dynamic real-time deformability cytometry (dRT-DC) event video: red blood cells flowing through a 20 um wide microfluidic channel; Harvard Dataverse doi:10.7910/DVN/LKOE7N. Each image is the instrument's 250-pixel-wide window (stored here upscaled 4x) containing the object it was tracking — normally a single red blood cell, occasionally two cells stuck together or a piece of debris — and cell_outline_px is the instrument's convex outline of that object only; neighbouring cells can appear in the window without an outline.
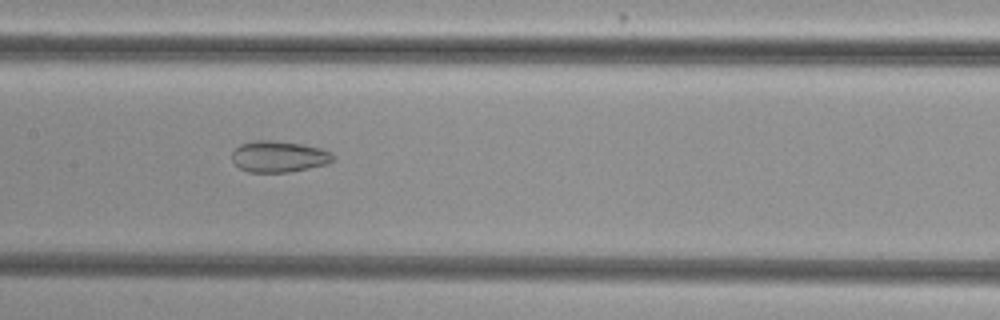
{"species": "common noctule bat (a hibernating species)", "species_latin": "Nyctalus noctula", "temperature_condition": "cold", "stored_images_in_passage": 54, "camera_frame_rate_fps": 3000, "um_per_image_px": 0.085, "animal": {"sex": "female", "body_mass_g": 29.2, "forearm_length_mm": 56.3}, "frame": {"image": 1, "passage_image": 26, "time_ms": 8.333, "image_size_px": [1000, 320], "cell_outline_px": [[336, 160], [328, 164], [288, 172], [248, 172], [240, 168], [232, 160], [232, 152], [240, 144], [256, 140], [276, 140], [304, 144], [320, 148], [332, 152]], "centroid_in_image_um": [23.73, 13.3], "position_along_channel_um": 183.7, "area_um2": 18.61}}
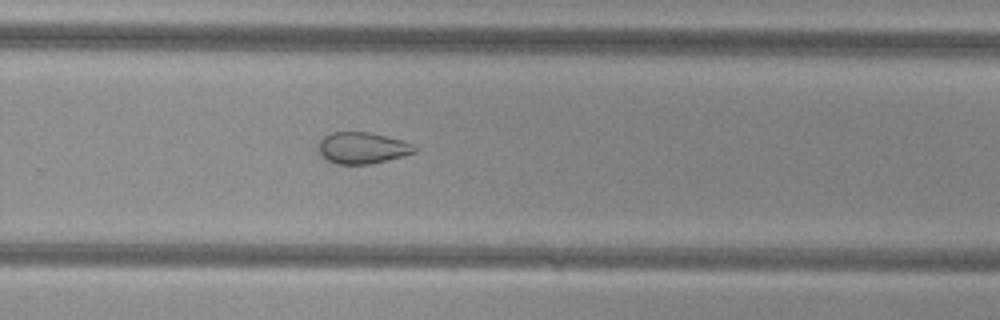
{"frame": {"image": 2, "passage_image": 35, "time_ms": 11.333, "image_size_px": [1000, 320], "cell_outline_px": [[420, 148], [416, 152], [372, 164], [336, 164], [320, 156], [320, 140], [324, 136], [332, 132], [368, 132], [404, 140]], "centroid_in_image_um": [30.83, 12.57], "position_along_channel_um": 299.0, "area_um2": 17.63}}
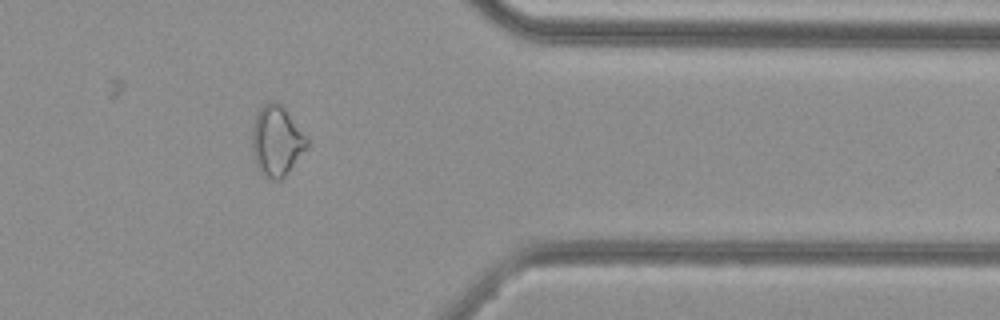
{"frame": {"image": 3, "passage_image": 43, "time_ms": 14.0, "image_size_px": [1000, 320], "cell_outline_px": [[308, 144], [288, 172], [280, 180], [272, 180], [260, 172], [256, 164], [252, 148], [252, 128], [256, 116], [260, 108], [264, 104], [272, 100], [276, 100], [284, 108], [308, 140]], "centroid_in_image_um": [23.48, 11.97], "position_along_channel_um": 387.9, "area_um2": 21.91}, "authors_computed_cell_mechanics": {"area_um2": 22.9755, "velocity_mm_per_s": 3.8532, "shape_relaxation_time_tau1_ms": null, "shape_relaxation_time_tau2_ms": 3.0921, "deformation_change_tau1": null, "deformation_change_tau2": 0.0963}}